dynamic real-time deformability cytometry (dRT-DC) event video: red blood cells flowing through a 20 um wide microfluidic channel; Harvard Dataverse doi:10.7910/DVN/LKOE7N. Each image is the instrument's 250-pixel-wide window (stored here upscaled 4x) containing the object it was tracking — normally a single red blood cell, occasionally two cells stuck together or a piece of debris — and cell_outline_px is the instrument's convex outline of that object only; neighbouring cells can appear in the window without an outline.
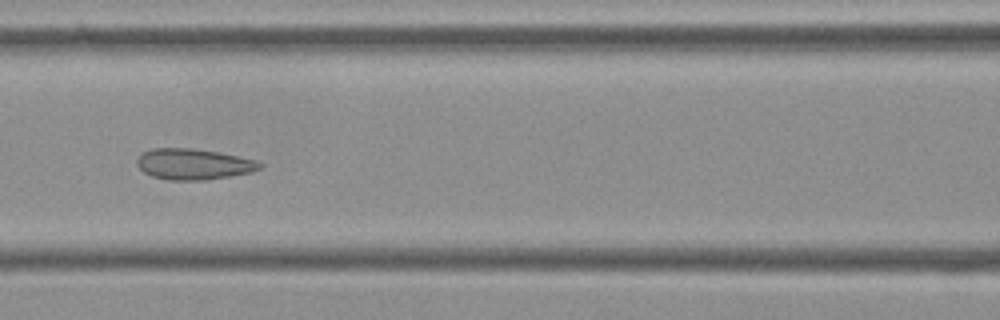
{"species": "Egyptian fruit bat (a non-hibernating species)", "species_latin": "Rousettus aegyptiacus", "temperature_condition": "cold", "stored_images_in_passage": 7, "camera_frame_rate_fps": 3000, "um_per_image_px": 0.085, "frame": {"image": 1, "passage_image": 7, "time_ms": 2.0, "image_size_px": [1000, 320], "cell_outline_px": [[264, 164], [260, 168], [252, 172], [208, 180], [168, 180], [152, 176], [144, 172], [136, 164], [136, 160], [144, 152], [152, 148], [192, 148], [216, 152], [256, 160]], "centroid_in_image_um": [16.45, 13.96], "position_along_channel_um": 150.2, "area_um2": 22.02}}